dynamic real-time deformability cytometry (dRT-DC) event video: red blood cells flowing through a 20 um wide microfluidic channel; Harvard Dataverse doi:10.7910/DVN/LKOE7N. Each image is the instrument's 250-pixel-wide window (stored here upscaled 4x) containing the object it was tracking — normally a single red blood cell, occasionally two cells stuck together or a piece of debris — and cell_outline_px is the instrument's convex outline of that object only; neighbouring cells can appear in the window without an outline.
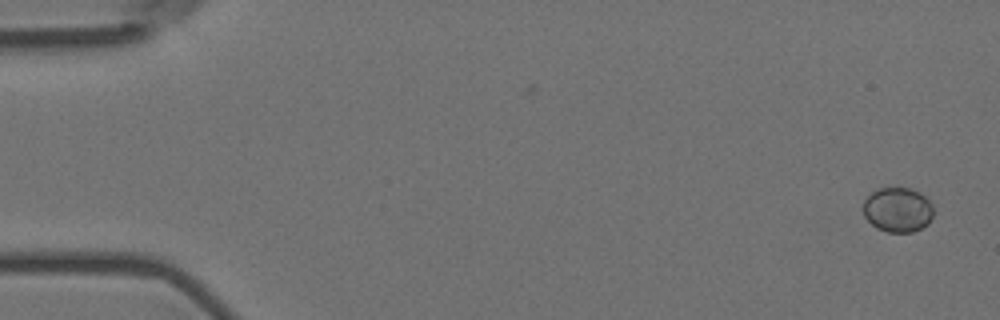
{"species": "Egyptian fruit bat (a non-hibernating species)", "species_latin": "Rousettus aegyptiacus", "temperature_condition": "room temperature", "stored_images_in_passage": 5, "camera_frame_rate_fps": 3000, "um_per_image_px": 0.085, "animal": {"sex": "female"}, "frame": {"image": 1, "passage_image": 1, "time_ms": 0.0, "image_size_px": [1000, 320], "cell_outline_px": [[932, 216], [928, 224], [912, 232], [888, 232], [876, 228], [864, 216], [864, 200], [876, 188], [912, 188], [920, 192], [932, 204]], "centroid_in_image_um": [76.3, 17.82], "position_along_channel_um": 8.7, "area_um2": 18.26}}
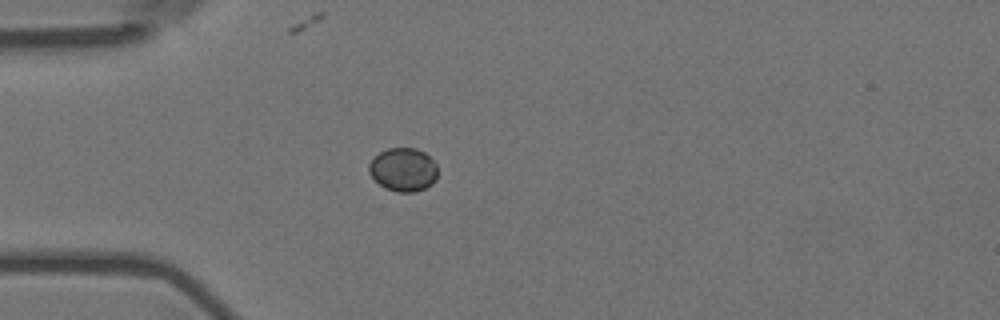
{"frame": {"image": 2, "passage_image": 5, "time_ms": 1.333, "image_size_px": [1000, 320], "cell_outline_px": [[436, 180], [432, 184], [424, 188], [412, 192], [396, 192], [384, 188], [368, 172], [368, 164], [380, 152], [388, 148], [416, 148], [424, 152], [436, 164]], "centroid_in_image_um": [34.27, 14.42], "position_along_channel_um": 50.7, "area_um2": 17.28}}